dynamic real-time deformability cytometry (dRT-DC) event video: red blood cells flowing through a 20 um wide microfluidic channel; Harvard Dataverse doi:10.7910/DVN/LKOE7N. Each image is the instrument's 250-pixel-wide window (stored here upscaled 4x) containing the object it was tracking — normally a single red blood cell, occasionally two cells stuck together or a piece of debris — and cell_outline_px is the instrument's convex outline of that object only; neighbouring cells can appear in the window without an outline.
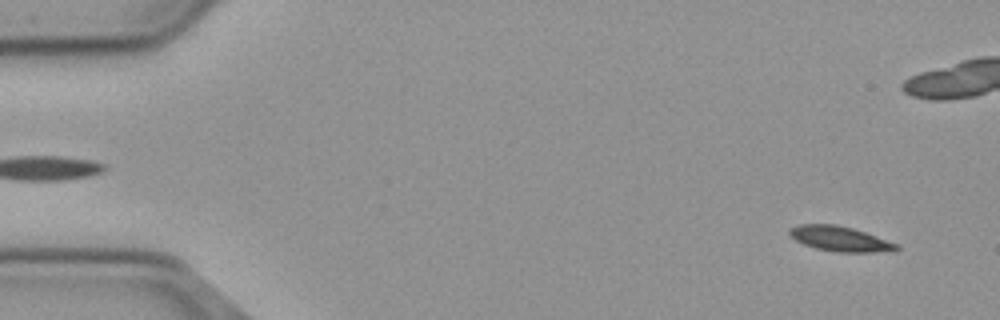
{"species": "common noctule bat (a hibernating species)", "species_latin": "Nyctalus noctula", "temperature_condition": "cold", "stored_images_in_passage": 54, "camera_frame_rate_fps": 3000, "um_per_image_px": 0.085, "animal": {"sex": "male", "body_mass_g": 23.1, "forearm_length_mm": 52.7}, "frame": {"image": 1, "passage_image": 1, "time_ms": 0.0, "image_size_px": [1000, 320], "cell_outline_px": [[900, 248], [896, 252], [836, 252], [816, 248], [804, 244], [788, 236], [788, 228], [800, 224], [836, 224], [852, 228], [900, 244]], "centroid_in_image_um": [71.43, 20.3], "position_along_channel_um": 13.6, "area_um2": 15.84}}
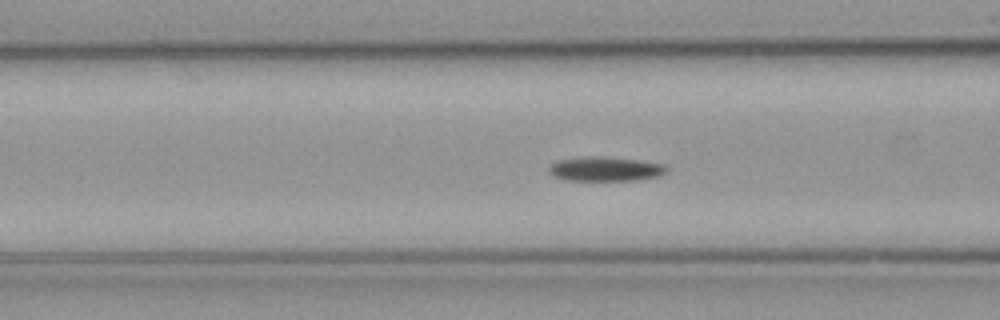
{"frame": {"image": 2, "passage_image": 19, "time_ms": 6.0, "image_size_px": [1000, 320], "cell_outline_px": [[668, 172], [660, 176], [636, 180], [564, 180], [552, 176], [548, 172], [548, 168], [556, 160], [584, 156], [600, 156], [636, 160], [664, 164], [668, 168]], "centroid_in_image_um": [51.43, 14.36], "position_along_channel_um": 115.2, "area_um2": 16.88}}
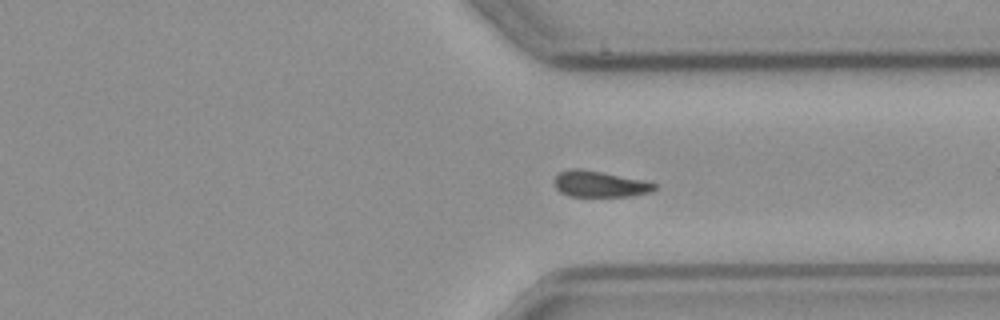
{"frame": {"image": 3, "passage_image": 39, "time_ms": 12.667, "image_size_px": [1000, 320], "cell_outline_px": [[656, 188], [652, 192], [632, 196], [568, 196], [560, 192], [556, 188], [556, 176], [560, 172], [568, 168], [580, 168], [644, 180], [656, 184]], "centroid_in_image_um": [50.99, 15.64], "position_along_channel_um": 360.4, "area_um2": 15.2}}